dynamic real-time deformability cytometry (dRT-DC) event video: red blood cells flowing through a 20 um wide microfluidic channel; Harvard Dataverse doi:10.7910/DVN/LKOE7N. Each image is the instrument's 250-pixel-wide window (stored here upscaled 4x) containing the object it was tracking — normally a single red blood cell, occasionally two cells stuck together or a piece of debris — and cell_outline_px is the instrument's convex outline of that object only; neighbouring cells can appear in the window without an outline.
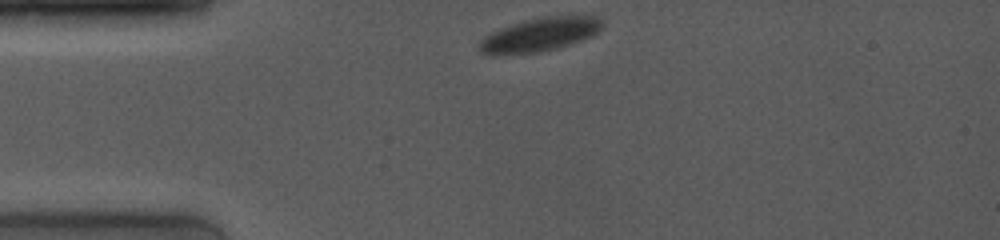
{"species": "common noctule bat (a hibernating species)", "species_latin": "Nyctalus noctula", "temperature_condition": "room temperature", "stored_images_in_passage": 40, "camera_frame_rate_fps": 4000, "um_per_image_px": 0.085, "animal": {"sex": "female", "body_mass_g": 19.0, "forearm_length_mm": 53.3}, "frame": {"image": 1, "passage_image": 1, "time_ms": 0.0, "image_size_px": [1000, 240], "cell_outline_px": [[604, 24], [600, 32], [592, 36], [556, 48], [536, 52], [492, 56], [480, 52], [476, 48], [476, 44], [484, 36], [500, 28], [512, 24], [544, 16], [600, 16]], "centroid_in_image_um": [45.84, 2.95], "position_along_channel_um": 39.2, "area_um2": 24.28}}
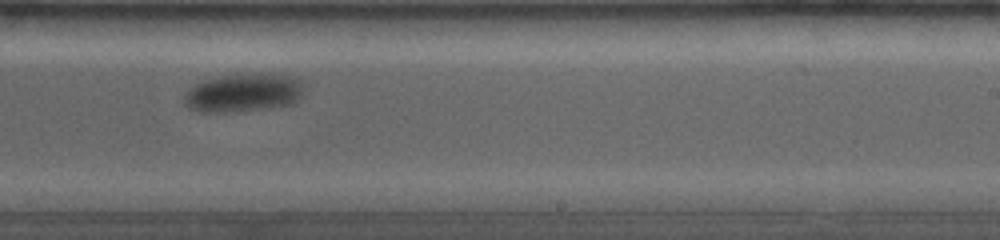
{"frame": {"image": 2, "passage_image": 29, "time_ms": 7.25, "image_size_px": [1000, 240], "cell_outline_px": [[300, 96], [292, 104], [228, 112], [200, 112], [188, 108], [184, 104], [184, 96], [196, 84], [204, 80], [220, 76], [288, 76], [300, 80]], "centroid_in_image_um": [20.59, 7.93], "position_along_channel_um": 268.4, "area_um2": 25.32}}
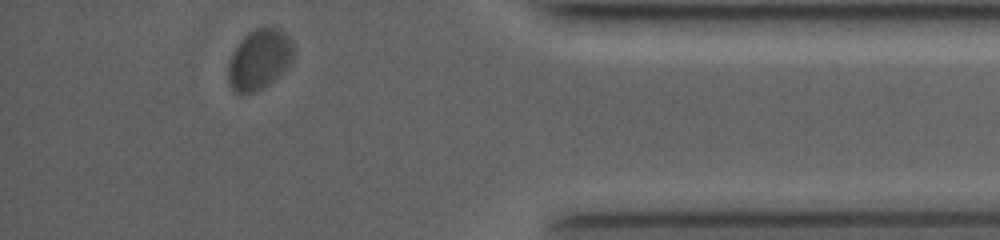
{"frame": {"image": 3, "passage_image": 40, "time_ms": 11.75, "image_size_px": [1000, 240], "cell_outline_px": [[292, 60], [276, 76], [260, 88], [252, 92], [236, 92], [228, 84], [228, 64], [240, 40], [248, 32], [256, 28], [268, 24], [280, 28], [292, 40]], "centroid_in_image_um": [22.02, 4.96], "position_along_channel_um": 413.2, "area_um2": 22.48}, "authors_computed_cell_mechanics": {"area_um2": 26.1545, "velocity_mm_per_s": 3.6059, "shape_relaxation_time_tau1_ms": 1.594, "shape_relaxation_time_tau2_ms": null, "deformation_change_tau1": 0.0521, "deformation_change_tau2": null}}